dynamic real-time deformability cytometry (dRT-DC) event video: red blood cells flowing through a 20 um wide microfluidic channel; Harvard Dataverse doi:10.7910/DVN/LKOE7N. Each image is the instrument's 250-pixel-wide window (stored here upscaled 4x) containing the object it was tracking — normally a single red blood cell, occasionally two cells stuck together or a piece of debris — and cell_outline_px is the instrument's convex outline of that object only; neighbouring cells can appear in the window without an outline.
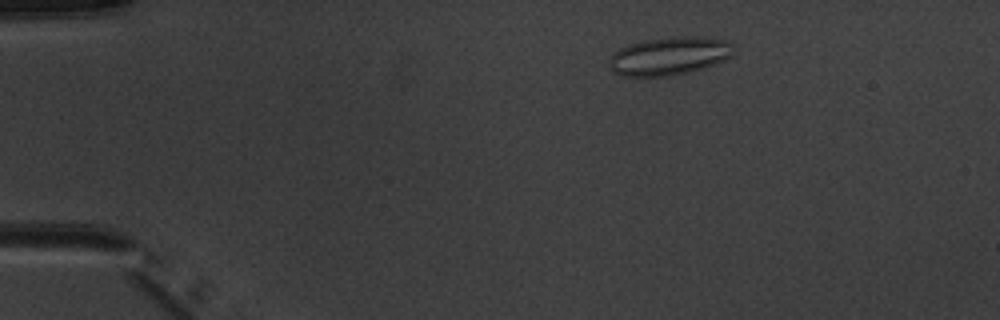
{"species": "common noctule bat (a hibernating species)", "species_latin": "Nyctalus noctula", "temperature_condition": "warm", "stored_images_in_passage": 3, "camera_frame_rate_fps": 3000, "um_per_image_px": 0.085, "animal": {"sex": "male", "body_mass_g": 20.1, "forearm_length_mm": 53.5}, "frame": {"image": 1, "passage_image": 1, "time_ms": 0.0, "image_size_px": [1000, 320], "cell_outline_px": [[732, 56], [724, 60], [704, 68], [672, 76], [620, 76], [612, 72], [608, 68], [608, 64], [612, 56], [620, 48], [628, 44], [640, 40], [676, 36], [700, 36], [728, 40], [732, 44]], "centroid_in_image_um": [56.87, 4.75], "position_along_channel_um": 28.1, "area_um2": 28.03}}
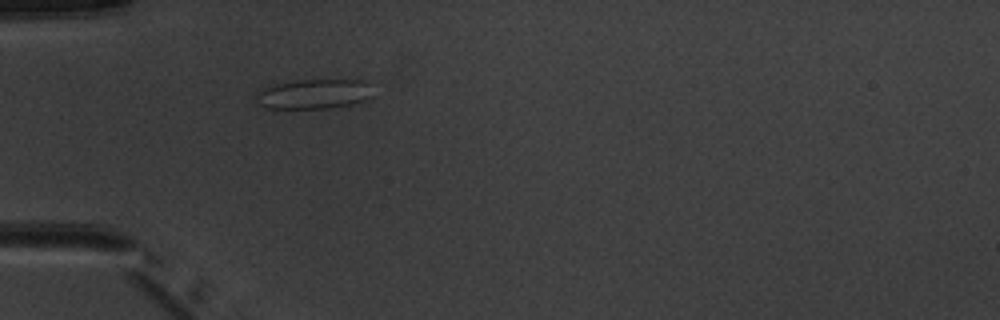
{"frame": {"image": 2, "passage_image": 3, "time_ms": 2.333, "image_size_px": [1000, 320], "cell_outline_px": [[372, 96], [368, 100], [352, 104], [328, 108], [268, 108], [260, 104], [256, 96], [256, 92], [260, 88], [276, 84], [296, 80], [368, 80]], "centroid_in_image_um": [26.71, 7.98], "position_along_channel_um": 58.3, "area_um2": 20.29}}